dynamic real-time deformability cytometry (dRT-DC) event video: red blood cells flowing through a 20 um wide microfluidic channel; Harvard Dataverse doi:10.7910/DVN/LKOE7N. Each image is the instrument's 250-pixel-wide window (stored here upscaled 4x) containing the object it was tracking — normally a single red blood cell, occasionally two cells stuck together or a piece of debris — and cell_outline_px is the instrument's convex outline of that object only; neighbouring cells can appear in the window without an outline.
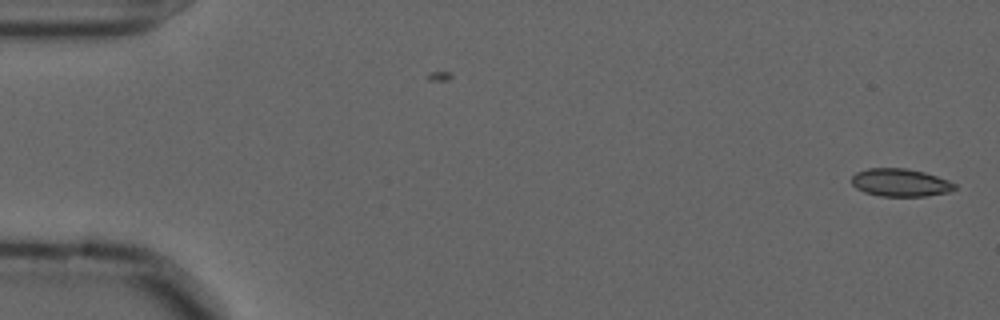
{"species": "common noctule bat (a hibernating species)", "species_latin": "Nyctalus noctula", "temperature_condition": "cold", "stored_images_in_passage": 56, "camera_frame_rate_fps": 3000, "um_per_image_px": 0.085, "animal": {"sex": "male", "forearm_length_mm": 52.5}, "frame": {"image": 1, "passage_image": 1, "time_ms": 0.0, "image_size_px": [1000, 320], "cell_outline_px": [[956, 188], [948, 192], [924, 196], [880, 196], [864, 192], [856, 188], [852, 184], [852, 176], [856, 172], [868, 168], [908, 168], [924, 172], [948, 180], [956, 184]], "centroid_in_image_um": [76.51, 15.51], "position_along_channel_um": 8.5, "area_um2": 16.7}}
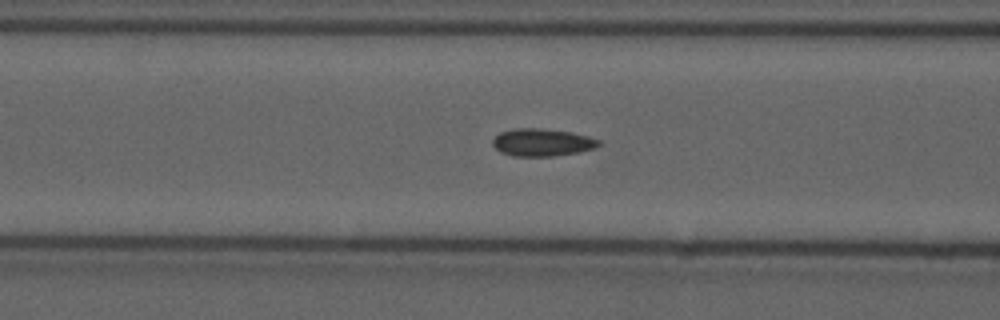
{"frame": {"image": 2, "passage_image": 22, "time_ms": 7.0, "image_size_px": [1000, 320], "cell_outline_px": [[600, 144], [596, 148], [580, 152], [552, 156], [512, 156], [500, 152], [492, 144], [492, 140], [500, 132], [512, 128], [540, 128], [572, 132], [588, 136], [600, 140]], "centroid_in_image_um": [46.08, 12.1], "position_along_channel_um": 120.5, "area_um2": 17.17}}
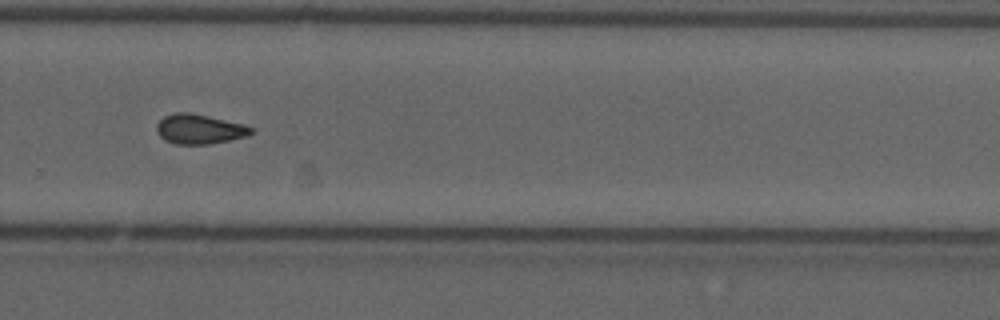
{"frame": {"image": 3, "passage_image": 38, "time_ms": 12.333, "image_size_px": [1000, 320], "cell_outline_px": [[256, 132], [248, 136], [208, 144], [176, 144], [164, 140], [156, 132], [156, 124], [164, 116], [176, 112], [188, 112], [244, 124], [256, 128]], "centroid_in_image_um": [16.97, 10.97], "position_along_channel_um": 312.8, "area_um2": 16.47}, "authors_computed_cell_mechanics": {"area_um2": 16.3574, "velocity_mm_per_s": 3.6148, "shape_relaxation_time_tau1_ms": null, "shape_relaxation_time_tau2_ms": 3.3744, "deformation_change_tau1": null, "deformation_change_tau2": 0.074}}